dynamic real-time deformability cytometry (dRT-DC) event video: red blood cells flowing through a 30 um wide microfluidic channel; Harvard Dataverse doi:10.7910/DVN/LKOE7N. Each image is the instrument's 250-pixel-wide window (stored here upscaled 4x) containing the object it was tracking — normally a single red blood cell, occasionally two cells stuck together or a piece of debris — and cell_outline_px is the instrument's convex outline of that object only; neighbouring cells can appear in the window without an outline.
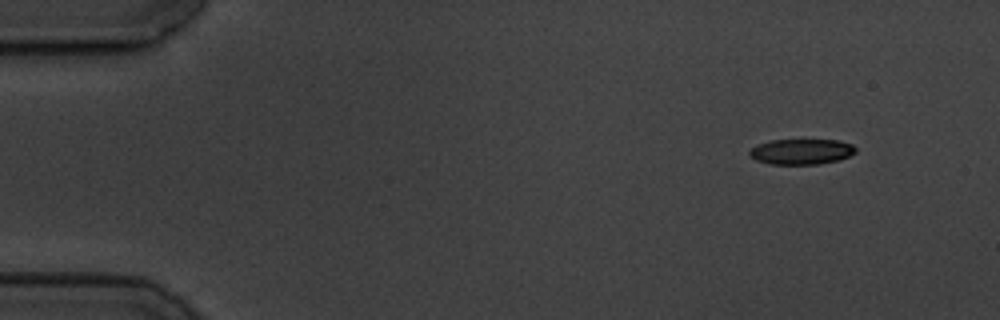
{"species": "common noctule bat (a hibernating species)", "species_latin": "Nyctalus noctula", "temperature_condition": "cold", "stored_images_in_passage": 5, "camera_frame_rate_fps": 3000, "um_per_image_px": 0.085, "animal": {"sex": "male", "body_mass_g": 19.5, "forearm_length_mm": 54.6}, "frame": {"image": 1, "passage_image": 1, "time_ms": 0.0, "image_size_px": [1000, 320], "cell_outline_px": [[856, 152], [840, 160], [820, 164], [768, 164], [756, 160], [748, 156], [748, 152], [756, 144], [772, 140], [840, 140], [852, 144], [856, 148]], "centroid_in_image_um": [68.1, 12.89], "position_along_channel_um": 16.9, "area_um2": 15.95}}